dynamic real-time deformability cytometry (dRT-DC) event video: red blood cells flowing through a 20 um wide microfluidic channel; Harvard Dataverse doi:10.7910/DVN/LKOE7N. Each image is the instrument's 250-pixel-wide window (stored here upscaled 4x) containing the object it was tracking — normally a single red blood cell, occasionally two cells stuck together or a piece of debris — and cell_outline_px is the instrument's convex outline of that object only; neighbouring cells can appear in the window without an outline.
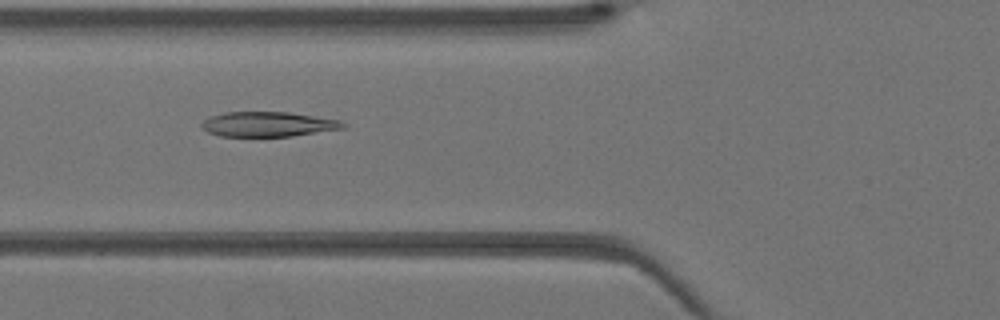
{"species": "Egyptian fruit bat (a non-hibernating species)", "species_latin": "Rousettus aegyptiacus", "temperature_condition": "warm", "stored_images_in_passage": 32, "camera_frame_rate_fps": 3000, "um_per_image_px": 0.085, "animal": {"sex": "female"}, "frame": {"image": 1, "passage_image": 5, "time_ms": 1.333, "image_size_px": [1000, 320], "cell_outline_px": [[348, 124], [344, 128], [292, 136], [220, 136], [208, 132], [200, 124], [204, 120], [212, 116], [224, 112], [288, 112], [340, 120]], "centroid_in_image_um": [22.8, 10.55], "position_along_channel_um": 103.0, "area_um2": 20.35}}
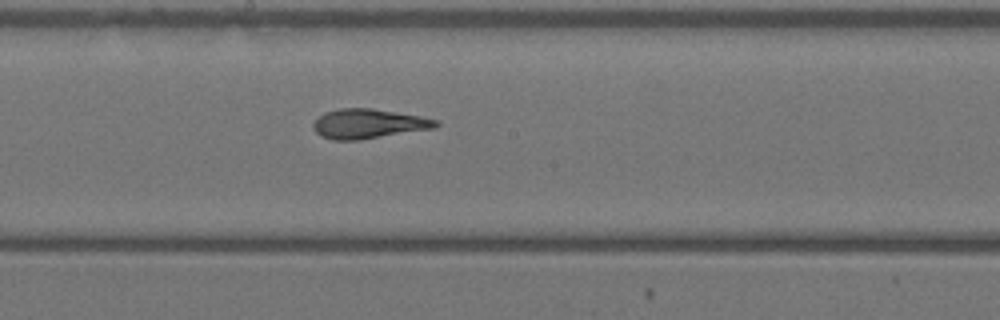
{"frame": {"image": 2, "passage_image": 12, "time_ms": 3.667, "image_size_px": [1000, 320], "cell_outline_px": [[440, 124], [436, 128], [360, 140], [332, 140], [320, 136], [312, 128], [312, 124], [324, 112], [340, 108], [372, 108], [420, 116], [440, 120]], "centroid_in_image_um": [31.33, 10.52], "position_along_channel_um": 216.9, "area_um2": 21.33}}
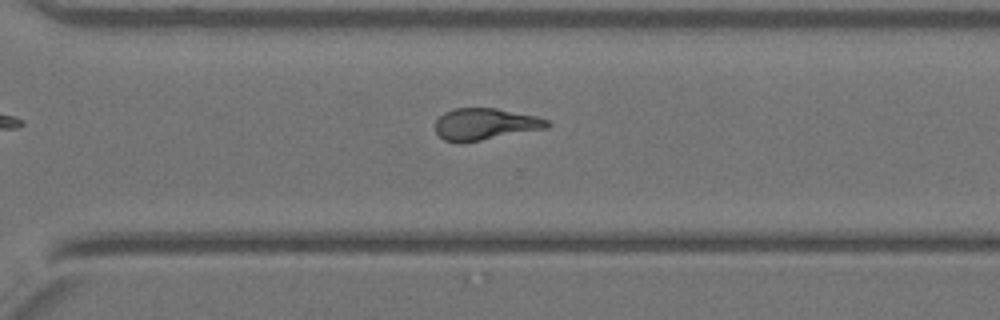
{"frame": {"image": 3, "passage_image": 19, "time_ms": 6.0, "image_size_px": [1000, 320], "cell_outline_px": [[552, 124], [548, 128], [460, 144], [456, 144], [444, 140], [436, 132], [436, 120], [444, 112], [452, 108], [496, 108], [536, 116], [548, 120]], "centroid_in_image_um": [41.22, 10.56], "position_along_channel_um": 329.4, "area_um2": 20.92}}